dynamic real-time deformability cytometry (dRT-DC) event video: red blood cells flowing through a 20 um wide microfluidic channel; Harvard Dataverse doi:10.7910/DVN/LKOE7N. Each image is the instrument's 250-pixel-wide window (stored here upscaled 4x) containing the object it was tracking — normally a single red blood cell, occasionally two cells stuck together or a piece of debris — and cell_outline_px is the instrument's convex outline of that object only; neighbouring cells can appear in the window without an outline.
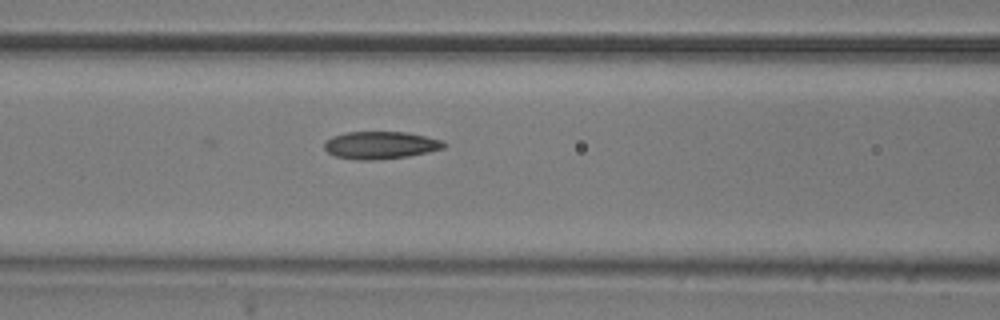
{"species": "common noctule bat (a hibernating species)", "species_latin": "Nyctalus noctula", "temperature_condition": "room temperature", "stored_images_in_passage": 5, "camera_frame_rate_fps": 3000, "um_per_image_px": 0.085, "animal": {"sex": "male", "body_mass_g": 20.5, "forearm_length_mm": 52.5}, "frame": {"image": 1, "passage_image": 5, "time_ms": 4.667, "image_size_px": [1000, 320], "cell_outline_px": [[448, 144], [444, 148], [428, 152], [408, 156], [376, 160], [356, 160], [336, 156], [328, 152], [324, 148], [324, 140], [332, 136], [348, 132], [404, 132], [444, 140]], "centroid_in_image_um": [32.34, 12.34], "position_along_channel_um": 134.3, "area_um2": 19.25}}